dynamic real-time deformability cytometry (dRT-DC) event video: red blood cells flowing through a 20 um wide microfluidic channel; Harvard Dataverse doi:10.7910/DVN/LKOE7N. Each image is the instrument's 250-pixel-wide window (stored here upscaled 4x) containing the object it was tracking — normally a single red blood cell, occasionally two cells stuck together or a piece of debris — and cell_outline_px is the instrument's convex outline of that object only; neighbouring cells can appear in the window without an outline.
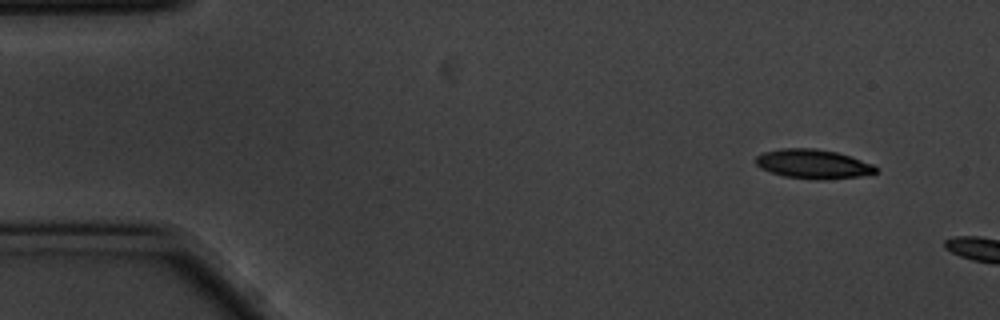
{"species": "common noctule bat (a hibernating species)", "species_latin": "Nyctalus noctula", "temperature_condition": "cold", "stored_images_in_passage": 8, "camera_frame_rate_fps": 3000, "um_per_image_px": 0.085, "animal": {"sex": "male", "body_mass_g": 20.1, "forearm_length_mm": 53.5}, "frame": {"image": 1, "passage_image": 4, "time_ms": 1.0, "image_size_px": [1000, 320], "cell_outline_px": [[876, 172], [860, 176], [816, 180], [784, 176], [760, 168], [756, 164], [756, 156], [764, 152], [784, 148], [816, 148], [836, 152], [852, 156], [872, 164], [876, 168]], "centroid_in_image_um": [69.1, 13.93], "position_along_channel_um": 15.9, "area_um2": 20.29}}